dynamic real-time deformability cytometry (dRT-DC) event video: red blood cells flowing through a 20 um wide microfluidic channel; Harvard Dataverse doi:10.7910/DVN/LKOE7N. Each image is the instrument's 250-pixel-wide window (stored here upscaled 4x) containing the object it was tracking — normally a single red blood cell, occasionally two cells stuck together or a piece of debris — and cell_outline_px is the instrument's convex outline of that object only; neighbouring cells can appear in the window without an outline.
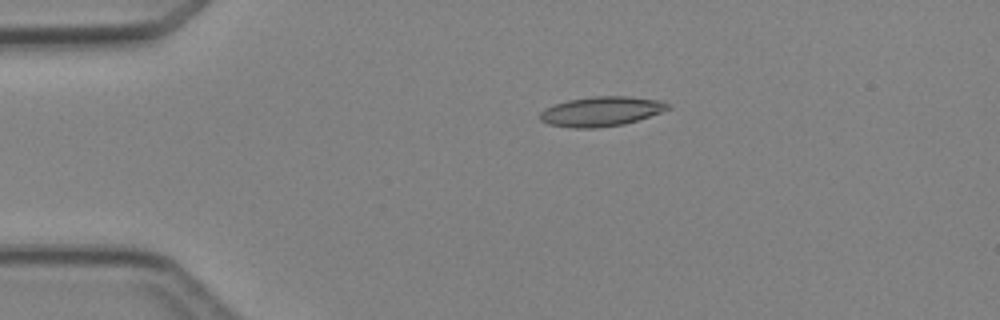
{"species": "Egyptian fruit bat (a non-hibernating species)", "species_latin": "Rousettus aegyptiacus", "temperature_condition": "cold", "stored_images_in_passage": 3, "camera_frame_rate_fps": 3000, "um_per_image_px": 0.085, "animal": {"sex": "female"}, "frame": {"image": 1, "passage_image": 3, "time_ms": 2.333, "image_size_px": [1000, 320], "cell_outline_px": [[672, 108], [624, 124], [596, 128], [572, 128], [548, 124], [540, 120], [540, 112], [544, 108], [568, 100], [592, 96], [628, 96], [660, 100], [672, 104]], "centroid_in_image_um": [51.11, 9.46], "position_along_channel_um": 33.9, "area_um2": 22.14}}